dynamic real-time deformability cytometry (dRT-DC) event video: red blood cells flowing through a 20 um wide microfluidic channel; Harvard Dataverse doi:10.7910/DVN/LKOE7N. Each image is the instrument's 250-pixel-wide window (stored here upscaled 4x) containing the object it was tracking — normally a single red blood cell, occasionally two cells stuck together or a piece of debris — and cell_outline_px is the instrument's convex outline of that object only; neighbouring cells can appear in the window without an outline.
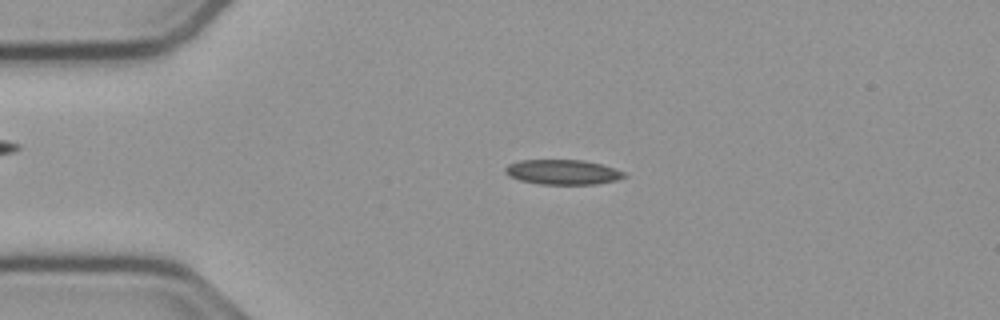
{"species": "common noctule bat (a hibernating species)", "species_latin": "Nyctalus noctula", "temperature_condition": "cold", "stored_images_in_passage": 53, "camera_frame_rate_fps": 3000, "um_per_image_px": 0.085, "animal": {"sex": "male", "body_mass_g": 23.1, "forearm_length_mm": 52.7}, "frame": {"image": 1, "passage_image": 11, "time_ms": 3.333, "image_size_px": [1000, 320], "cell_outline_px": [[628, 176], [616, 180], [596, 184], [540, 184], [520, 180], [504, 172], [504, 168], [508, 164], [520, 160], [584, 160], [600, 164], [624, 172]], "centroid_in_image_um": [47.83, 14.62], "position_along_channel_um": 37.2, "area_um2": 17.11}}
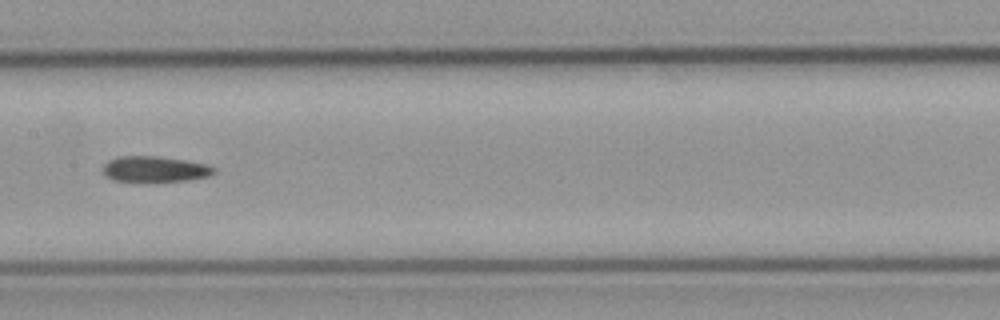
{"frame": {"image": 2, "passage_image": 26, "time_ms": 8.333, "image_size_px": [1000, 320], "cell_outline_px": [[216, 172], [208, 176], [184, 180], [112, 180], [104, 172], [104, 164], [108, 160], [116, 156], [160, 156], [184, 160], [204, 164], [216, 168]], "centroid_in_image_um": [13.16, 14.34], "position_along_channel_um": 194.2, "area_um2": 16.13}}
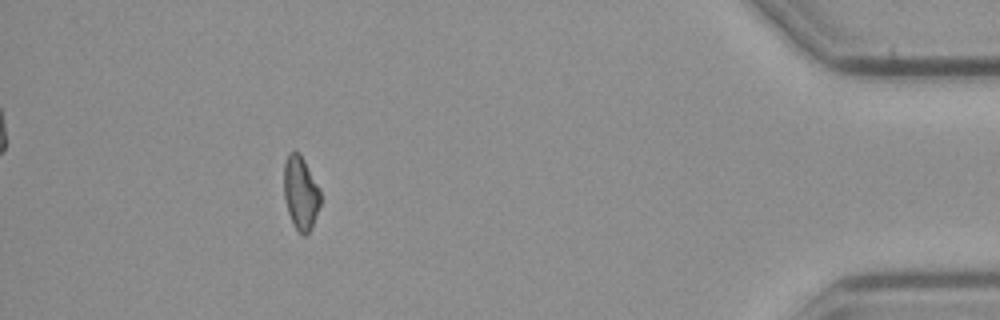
{"frame": {"image": 3, "passage_image": 48, "time_ms": 15.667, "image_size_px": [1000, 320], "cell_outline_px": [[320, 204], [312, 228], [304, 236], [296, 228], [288, 212], [284, 196], [284, 164], [288, 152], [300, 152], [320, 192]], "centroid_in_image_um": [25.54, 16.39], "position_along_channel_um": 409.7, "area_um2": 15.32}}